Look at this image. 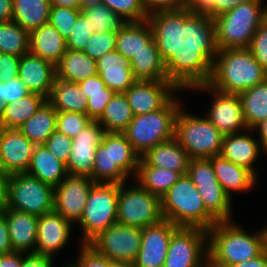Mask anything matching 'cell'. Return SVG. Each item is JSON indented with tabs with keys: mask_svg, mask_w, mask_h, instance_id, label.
Returning <instances> with one entry per match:
<instances>
[{
	"mask_svg": "<svg viewBox=\"0 0 267 267\" xmlns=\"http://www.w3.org/2000/svg\"><path fill=\"white\" fill-rule=\"evenodd\" d=\"M262 0H252L220 14L215 20L217 46L222 49L249 48L263 22Z\"/></svg>",
	"mask_w": 267,
	"mask_h": 267,
	"instance_id": "52a82bcc",
	"label": "cell"
},
{
	"mask_svg": "<svg viewBox=\"0 0 267 267\" xmlns=\"http://www.w3.org/2000/svg\"><path fill=\"white\" fill-rule=\"evenodd\" d=\"M256 61L267 71V23L262 22L249 45Z\"/></svg>",
	"mask_w": 267,
	"mask_h": 267,
	"instance_id": "c3c4849f",
	"label": "cell"
},
{
	"mask_svg": "<svg viewBox=\"0 0 267 267\" xmlns=\"http://www.w3.org/2000/svg\"><path fill=\"white\" fill-rule=\"evenodd\" d=\"M4 92L6 103H11L16 99H21L30 93L29 89L20 80V78L14 77L8 82L4 81Z\"/></svg>",
	"mask_w": 267,
	"mask_h": 267,
	"instance_id": "f5cc1de1",
	"label": "cell"
},
{
	"mask_svg": "<svg viewBox=\"0 0 267 267\" xmlns=\"http://www.w3.org/2000/svg\"><path fill=\"white\" fill-rule=\"evenodd\" d=\"M119 184L95 183L79 220L83 228L81 243H89L101 231L117 223Z\"/></svg>",
	"mask_w": 267,
	"mask_h": 267,
	"instance_id": "30bf717a",
	"label": "cell"
},
{
	"mask_svg": "<svg viewBox=\"0 0 267 267\" xmlns=\"http://www.w3.org/2000/svg\"><path fill=\"white\" fill-rule=\"evenodd\" d=\"M50 4L51 6H59L76 10L82 9L80 0H50Z\"/></svg>",
	"mask_w": 267,
	"mask_h": 267,
	"instance_id": "03108f58",
	"label": "cell"
},
{
	"mask_svg": "<svg viewBox=\"0 0 267 267\" xmlns=\"http://www.w3.org/2000/svg\"><path fill=\"white\" fill-rule=\"evenodd\" d=\"M112 50H116V31L93 33L83 52L96 61Z\"/></svg>",
	"mask_w": 267,
	"mask_h": 267,
	"instance_id": "f6af8a7d",
	"label": "cell"
},
{
	"mask_svg": "<svg viewBox=\"0 0 267 267\" xmlns=\"http://www.w3.org/2000/svg\"><path fill=\"white\" fill-rule=\"evenodd\" d=\"M22 253V267H52L53 257L49 255H41L38 253Z\"/></svg>",
	"mask_w": 267,
	"mask_h": 267,
	"instance_id": "6f0895ef",
	"label": "cell"
},
{
	"mask_svg": "<svg viewBox=\"0 0 267 267\" xmlns=\"http://www.w3.org/2000/svg\"><path fill=\"white\" fill-rule=\"evenodd\" d=\"M0 267H22V252L0 254Z\"/></svg>",
	"mask_w": 267,
	"mask_h": 267,
	"instance_id": "91938a15",
	"label": "cell"
},
{
	"mask_svg": "<svg viewBox=\"0 0 267 267\" xmlns=\"http://www.w3.org/2000/svg\"><path fill=\"white\" fill-rule=\"evenodd\" d=\"M200 267H219V266L213 264L209 259H205L204 263Z\"/></svg>",
	"mask_w": 267,
	"mask_h": 267,
	"instance_id": "8c879c8a",
	"label": "cell"
},
{
	"mask_svg": "<svg viewBox=\"0 0 267 267\" xmlns=\"http://www.w3.org/2000/svg\"><path fill=\"white\" fill-rule=\"evenodd\" d=\"M13 20V0H0V23Z\"/></svg>",
	"mask_w": 267,
	"mask_h": 267,
	"instance_id": "be15d7a7",
	"label": "cell"
},
{
	"mask_svg": "<svg viewBox=\"0 0 267 267\" xmlns=\"http://www.w3.org/2000/svg\"><path fill=\"white\" fill-rule=\"evenodd\" d=\"M232 221H218L208 232V259L229 267L256 258L264 250L263 231L248 234Z\"/></svg>",
	"mask_w": 267,
	"mask_h": 267,
	"instance_id": "7a4b0ae2",
	"label": "cell"
},
{
	"mask_svg": "<svg viewBox=\"0 0 267 267\" xmlns=\"http://www.w3.org/2000/svg\"><path fill=\"white\" fill-rule=\"evenodd\" d=\"M152 39L153 33L148 20L126 22L116 31V50L130 60Z\"/></svg>",
	"mask_w": 267,
	"mask_h": 267,
	"instance_id": "4dcf8cb0",
	"label": "cell"
},
{
	"mask_svg": "<svg viewBox=\"0 0 267 267\" xmlns=\"http://www.w3.org/2000/svg\"><path fill=\"white\" fill-rule=\"evenodd\" d=\"M36 216L54 211V188L27 174L9 178L8 206Z\"/></svg>",
	"mask_w": 267,
	"mask_h": 267,
	"instance_id": "8fae6325",
	"label": "cell"
},
{
	"mask_svg": "<svg viewBox=\"0 0 267 267\" xmlns=\"http://www.w3.org/2000/svg\"><path fill=\"white\" fill-rule=\"evenodd\" d=\"M182 175L167 168L138 166L137 181L145 190L162 198Z\"/></svg>",
	"mask_w": 267,
	"mask_h": 267,
	"instance_id": "f35d334b",
	"label": "cell"
},
{
	"mask_svg": "<svg viewBox=\"0 0 267 267\" xmlns=\"http://www.w3.org/2000/svg\"><path fill=\"white\" fill-rule=\"evenodd\" d=\"M55 157H57L61 162L67 165L72 138L64 135L63 133L55 130L44 142L43 144Z\"/></svg>",
	"mask_w": 267,
	"mask_h": 267,
	"instance_id": "7dc6e473",
	"label": "cell"
},
{
	"mask_svg": "<svg viewBox=\"0 0 267 267\" xmlns=\"http://www.w3.org/2000/svg\"><path fill=\"white\" fill-rule=\"evenodd\" d=\"M255 129L259 130L260 145L262 146L265 153H267V118L256 124L250 131H255Z\"/></svg>",
	"mask_w": 267,
	"mask_h": 267,
	"instance_id": "e7e4bbea",
	"label": "cell"
},
{
	"mask_svg": "<svg viewBox=\"0 0 267 267\" xmlns=\"http://www.w3.org/2000/svg\"><path fill=\"white\" fill-rule=\"evenodd\" d=\"M263 21L267 23V5L263 8Z\"/></svg>",
	"mask_w": 267,
	"mask_h": 267,
	"instance_id": "34e18365",
	"label": "cell"
},
{
	"mask_svg": "<svg viewBox=\"0 0 267 267\" xmlns=\"http://www.w3.org/2000/svg\"><path fill=\"white\" fill-rule=\"evenodd\" d=\"M110 261L107 257L99 254L88 243H82L79 259L72 265L74 267H109Z\"/></svg>",
	"mask_w": 267,
	"mask_h": 267,
	"instance_id": "681fc988",
	"label": "cell"
},
{
	"mask_svg": "<svg viewBox=\"0 0 267 267\" xmlns=\"http://www.w3.org/2000/svg\"><path fill=\"white\" fill-rule=\"evenodd\" d=\"M50 0H13V21L28 32L49 23Z\"/></svg>",
	"mask_w": 267,
	"mask_h": 267,
	"instance_id": "836d02e7",
	"label": "cell"
},
{
	"mask_svg": "<svg viewBox=\"0 0 267 267\" xmlns=\"http://www.w3.org/2000/svg\"><path fill=\"white\" fill-rule=\"evenodd\" d=\"M134 114L124 93H115L97 120L109 133H123Z\"/></svg>",
	"mask_w": 267,
	"mask_h": 267,
	"instance_id": "8d00e7d4",
	"label": "cell"
},
{
	"mask_svg": "<svg viewBox=\"0 0 267 267\" xmlns=\"http://www.w3.org/2000/svg\"><path fill=\"white\" fill-rule=\"evenodd\" d=\"M4 216L13 251L22 253L35 252L38 216L12 208H6Z\"/></svg>",
	"mask_w": 267,
	"mask_h": 267,
	"instance_id": "cb8c5ba5",
	"label": "cell"
},
{
	"mask_svg": "<svg viewBox=\"0 0 267 267\" xmlns=\"http://www.w3.org/2000/svg\"><path fill=\"white\" fill-rule=\"evenodd\" d=\"M147 20L169 81L180 90L208 83L219 51L214 18L185 6L151 12Z\"/></svg>",
	"mask_w": 267,
	"mask_h": 267,
	"instance_id": "6da1fadb",
	"label": "cell"
},
{
	"mask_svg": "<svg viewBox=\"0 0 267 267\" xmlns=\"http://www.w3.org/2000/svg\"><path fill=\"white\" fill-rule=\"evenodd\" d=\"M141 156L123 133L106 132L96 148L92 179L95 183L122 184L138 171Z\"/></svg>",
	"mask_w": 267,
	"mask_h": 267,
	"instance_id": "5b68a950",
	"label": "cell"
},
{
	"mask_svg": "<svg viewBox=\"0 0 267 267\" xmlns=\"http://www.w3.org/2000/svg\"><path fill=\"white\" fill-rule=\"evenodd\" d=\"M114 13L125 22H139L148 19V12L141 0H101Z\"/></svg>",
	"mask_w": 267,
	"mask_h": 267,
	"instance_id": "b9f144b4",
	"label": "cell"
},
{
	"mask_svg": "<svg viewBox=\"0 0 267 267\" xmlns=\"http://www.w3.org/2000/svg\"><path fill=\"white\" fill-rule=\"evenodd\" d=\"M163 219L142 229L141 247L136 256L135 267H163L172 234L178 229Z\"/></svg>",
	"mask_w": 267,
	"mask_h": 267,
	"instance_id": "d6986e66",
	"label": "cell"
},
{
	"mask_svg": "<svg viewBox=\"0 0 267 267\" xmlns=\"http://www.w3.org/2000/svg\"><path fill=\"white\" fill-rule=\"evenodd\" d=\"M211 90L214 95L207 119L218 128L223 135L237 134L242 129L248 130L245 122L242 104L238 94L224 93L208 83L201 84L191 89Z\"/></svg>",
	"mask_w": 267,
	"mask_h": 267,
	"instance_id": "2e32d148",
	"label": "cell"
},
{
	"mask_svg": "<svg viewBox=\"0 0 267 267\" xmlns=\"http://www.w3.org/2000/svg\"><path fill=\"white\" fill-rule=\"evenodd\" d=\"M47 101L45 97L36 93H29L21 99H16L5 106L0 117V128L18 129L26 120L33 116Z\"/></svg>",
	"mask_w": 267,
	"mask_h": 267,
	"instance_id": "d590c367",
	"label": "cell"
},
{
	"mask_svg": "<svg viewBox=\"0 0 267 267\" xmlns=\"http://www.w3.org/2000/svg\"><path fill=\"white\" fill-rule=\"evenodd\" d=\"M207 241V230L179 227L171 236L163 267H200L208 259Z\"/></svg>",
	"mask_w": 267,
	"mask_h": 267,
	"instance_id": "5bb4252c",
	"label": "cell"
},
{
	"mask_svg": "<svg viewBox=\"0 0 267 267\" xmlns=\"http://www.w3.org/2000/svg\"><path fill=\"white\" fill-rule=\"evenodd\" d=\"M189 161L187 151L173 138L150 148L141 156L139 166L167 168L185 175L188 172Z\"/></svg>",
	"mask_w": 267,
	"mask_h": 267,
	"instance_id": "d4e9b609",
	"label": "cell"
},
{
	"mask_svg": "<svg viewBox=\"0 0 267 267\" xmlns=\"http://www.w3.org/2000/svg\"><path fill=\"white\" fill-rule=\"evenodd\" d=\"M162 215L177 227L209 230L218 221L206 210L203 199L188 174L161 198Z\"/></svg>",
	"mask_w": 267,
	"mask_h": 267,
	"instance_id": "277c9868",
	"label": "cell"
},
{
	"mask_svg": "<svg viewBox=\"0 0 267 267\" xmlns=\"http://www.w3.org/2000/svg\"><path fill=\"white\" fill-rule=\"evenodd\" d=\"M18 77L30 93L48 99L56 78L55 65L29 52L20 57Z\"/></svg>",
	"mask_w": 267,
	"mask_h": 267,
	"instance_id": "7402d4cb",
	"label": "cell"
},
{
	"mask_svg": "<svg viewBox=\"0 0 267 267\" xmlns=\"http://www.w3.org/2000/svg\"><path fill=\"white\" fill-rule=\"evenodd\" d=\"M78 84L87 99L88 95L106 94V85L98 74L82 80Z\"/></svg>",
	"mask_w": 267,
	"mask_h": 267,
	"instance_id": "9f6ffc18",
	"label": "cell"
},
{
	"mask_svg": "<svg viewBox=\"0 0 267 267\" xmlns=\"http://www.w3.org/2000/svg\"><path fill=\"white\" fill-rule=\"evenodd\" d=\"M239 98L248 130L267 118V79L240 92Z\"/></svg>",
	"mask_w": 267,
	"mask_h": 267,
	"instance_id": "74e56055",
	"label": "cell"
},
{
	"mask_svg": "<svg viewBox=\"0 0 267 267\" xmlns=\"http://www.w3.org/2000/svg\"><path fill=\"white\" fill-rule=\"evenodd\" d=\"M91 121L87 114L79 112H57L56 130L73 139Z\"/></svg>",
	"mask_w": 267,
	"mask_h": 267,
	"instance_id": "ee69618b",
	"label": "cell"
},
{
	"mask_svg": "<svg viewBox=\"0 0 267 267\" xmlns=\"http://www.w3.org/2000/svg\"><path fill=\"white\" fill-rule=\"evenodd\" d=\"M187 174L200 193L206 210L217 221H231V198L218 182L211 160L190 159Z\"/></svg>",
	"mask_w": 267,
	"mask_h": 267,
	"instance_id": "7c38bea8",
	"label": "cell"
},
{
	"mask_svg": "<svg viewBox=\"0 0 267 267\" xmlns=\"http://www.w3.org/2000/svg\"><path fill=\"white\" fill-rule=\"evenodd\" d=\"M57 111L46 101L39 110L18 129L34 144L43 145L56 130Z\"/></svg>",
	"mask_w": 267,
	"mask_h": 267,
	"instance_id": "e575fe53",
	"label": "cell"
},
{
	"mask_svg": "<svg viewBox=\"0 0 267 267\" xmlns=\"http://www.w3.org/2000/svg\"><path fill=\"white\" fill-rule=\"evenodd\" d=\"M93 29L88 21L79 15L70 36L66 40L67 49L74 51H83L93 35Z\"/></svg>",
	"mask_w": 267,
	"mask_h": 267,
	"instance_id": "bcb514c9",
	"label": "cell"
},
{
	"mask_svg": "<svg viewBox=\"0 0 267 267\" xmlns=\"http://www.w3.org/2000/svg\"><path fill=\"white\" fill-rule=\"evenodd\" d=\"M142 229L113 224L88 244L111 261L134 262L141 247Z\"/></svg>",
	"mask_w": 267,
	"mask_h": 267,
	"instance_id": "4fadbf2b",
	"label": "cell"
},
{
	"mask_svg": "<svg viewBox=\"0 0 267 267\" xmlns=\"http://www.w3.org/2000/svg\"><path fill=\"white\" fill-rule=\"evenodd\" d=\"M109 267H135L133 262L110 261Z\"/></svg>",
	"mask_w": 267,
	"mask_h": 267,
	"instance_id": "89a4df30",
	"label": "cell"
},
{
	"mask_svg": "<svg viewBox=\"0 0 267 267\" xmlns=\"http://www.w3.org/2000/svg\"><path fill=\"white\" fill-rule=\"evenodd\" d=\"M149 13L158 10L180 9L187 6V0H141Z\"/></svg>",
	"mask_w": 267,
	"mask_h": 267,
	"instance_id": "11a10c76",
	"label": "cell"
},
{
	"mask_svg": "<svg viewBox=\"0 0 267 267\" xmlns=\"http://www.w3.org/2000/svg\"><path fill=\"white\" fill-rule=\"evenodd\" d=\"M263 234H264V246L265 250H267V227L263 228Z\"/></svg>",
	"mask_w": 267,
	"mask_h": 267,
	"instance_id": "753ad0ef",
	"label": "cell"
},
{
	"mask_svg": "<svg viewBox=\"0 0 267 267\" xmlns=\"http://www.w3.org/2000/svg\"><path fill=\"white\" fill-rule=\"evenodd\" d=\"M30 51V32L13 20L0 23V53L23 56Z\"/></svg>",
	"mask_w": 267,
	"mask_h": 267,
	"instance_id": "ab89813d",
	"label": "cell"
},
{
	"mask_svg": "<svg viewBox=\"0 0 267 267\" xmlns=\"http://www.w3.org/2000/svg\"><path fill=\"white\" fill-rule=\"evenodd\" d=\"M0 172H3V163H2L1 151H0Z\"/></svg>",
	"mask_w": 267,
	"mask_h": 267,
	"instance_id": "11e5206c",
	"label": "cell"
},
{
	"mask_svg": "<svg viewBox=\"0 0 267 267\" xmlns=\"http://www.w3.org/2000/svg\"><path fill=\"white\" fill-rule=\"evenodd\" d=\"M175 118L174 138L187 151L190 159L211 158L221 154L224 135L206 117L184 112Z\"/></svg>",
	"mask_w": 267,
	"mask_h": 267,
	"instance_id": "ba28073f",
	"label": "cell"
},
{
	"mask_svg": "<svg viewBox=\"0 0 267 267\" xmlns=\"http://www.w3.org/2000/svg\"><path fill=\"white\" fill-rule=\"evenodd\" d=\"M80 14L81 10L51 6L49 23L67 40Z\"/></svg>",
	"mask_w": 267,
	"mask_h": 267,
	"instance_id": "7bdbcfd3",
	"label": "cell"
},
{
	"mask_svg": "<svg viewBox=\"0 0 267 267\" xmlns=\"http://www.w3.org/2000/svg\"><path fill=\"white\" fill-rule=\"evenodd\" d=\"M229 267H267V250H264L256 258L238 263Z\"/></svg>",
	"mask_w": 267,
	"mask_h": 267,
	"instance_id": "6125c7cd",
	"label": "cell"
},
{
	"mask_svg": "<svg viewBox=\"0 0 267 267\" xmlns=\"http://www.w3.org/2000/svg\"><path fill=\"white\" fill-rule=\"evenodd\" d=\"M114 94L106 87V94L88 95L86 114L92 121H97L102 116L107 103Z\"/></svg>",
	"mask_w": 267,
	"mask_h": 267,
	"instance_id": "f907efd6",
	"label": "cell"
},
{
	"mask_svg": "<svg viewBox=\"0 0 267 267\" xmlns=\"http://www.w3.org/2000/svg\"><path fill=\"white\" fill-rule=\"evenodd\" d=\"M66 51V40L50 23L30 32L31 54L56 65Z\"/></svg>",
	"mask_w": 267,
	"mask_h": 267,
	"instance_id": "f1b7e54d",
	"label": "cell"
},
{
	"mask_svg": "<svg viewBox=\"0 0 267 267\" xmlns=\"http://www.w3.org/2000/svg\"><path fill=\"white\" fill-rule=\"evenodd\" d=\"M187 6L193 12L206 13L212 18L220 15V0H187Z\"/></svg>",
	"mask_w": 267,
	"mask_h": 267,
	"instance_id": "db71d44e",
	"label": "cell"
},
{
	"mask_svg": "<svg viewBox=\"0 0 267 267\" xmlns=\"http://www.w3.org/2000/svg\"><path fill=\"white\" fill-rule=\"evenodd\" d=\"M96 66L98 75L114 93H125L137 80L132 73L130 60L117 50L96 60Z\"/></svg>",
	"mask_w": 267,
	"mask_h": 267,
	"instance_id": "603a6c76",
	"label": "cell"
},
{
	"mask_svg": "<svg viewBox=\"0 0 267 267\" xmlns=\"http://www.w3.org/2000/svg\"><path fill=\"white\" fill-rule=\"evenodd\" d=\"M12 251V244L3 211L0 212V254H6Z\"/></svg>",
	"mask_w": 267,
	"mask_h": 267,
	"instance_id": "680465c9",
	"label": "cell"
},
{
	"mask_svg": "<svg viewBox=\"0 0 267 267\" xmlns=\"http://www.w3.org/2000/svg\"><path fill=\"white\" fill-rule=\"evenodd\" d=\"M65 267H74L72 264L70 265V264H68V265H66Z\"/></svg>",
	"mask_w": 267,
	"mask_h": 267,
	"instance_id": "2a66077c",
	"label": "cell"
},
{
	"mask_svg": "<svg viewBox=\"0 0 267 267\" xmlns=\"http://www.w3.org/2000/svg\"><path fill=\"white\" fill-rule=\"evenodd\" d=\"M267 79V71L248 48L222 49L213 62L208 84L224 93L239 94Z\"/></svg>",
	"mask_w": 267,
	"mask_h": 267,
	"instance_id": "3957f363",
	"label": "cell"
},
{
	"mask_svg": "<svg viewBox=\"0 0 267 267\" xmlns=\"http://www.w3.org/2000/svg\"><path fill=\"white\" fill-rule=\"evenodd\" d=\"M179 90L170 81L137 79L124 93L134 116L163 108Z\"/></svg>",
	"mask_w": 267,
	"mask_h": 267,
	"instance_id": "ac0fdd59",
	"label": "cell"
},
{
	"mask_svg": "<svg viewBox=\"0 0 267 267\" xmlns=\"http://www.w3.org/2000/svg\"><path fill=\"white\" fill-rule=\"evenodd\" d=\"M88 21L94 33H105L119 30L126 22L102 3L81 9L80 14Z\"/></svg>",
	"mask_w": 267,
	"mask_h": 267,
	"instance_id": "60d3db41",
	"label": "cell"
},
{
	"mask_svg": "<svg viewBox=\"0 0 267 267\" xmlns=\"http://www.w3.org/2000/svg\"><path fill=\"white\" fill-rule=\"evenodd\" d=\"M252 0H220V14L232 10L235 6Z\"/></svg>",
	"mask_w": 267,
	"mask_h": 267,
	"instance_id": "003e7915",
	"label": "cell"
},
{
	"mask_svg": "<svg viewBox=\"0 0 267 267\" xmlns=\"http://www.w3.org/2000/svg\"><path fill=\"white\" fill-rule=\"evenodd\" d=\"M56 78L78 83L97 75L96 61L83 51L67 49L55 65Z\"/></svg>",
	"mask_w": 267,
	"mask_h": 267,
	"instance_id": "1f68e13d",
	"label": "cell"
},
{
	"mask_svg": "<svg viewBox=\"0 0 267 267\" xmlns=\"http://www.w3.org/2000/svg\"><path fill=\"white\" fill-rule=\"evenodd\" d=\"M20 57L0 53V81H6L18 76Z\"/></svg>",
	"mask_w": 267,
	"mask_h": 267,
	"instance_id": "816d5d0a",
	"label": "cell"
},
{
	"mask_svg": "<svg viewBox=\"0 0 267 267\" xmlns=\"http://www.w3.org/2000/svg\"><path fill=\"white\" fill-rule=\"evenodd\" d=\"M10 175L0 172V212H3L8 206Z\"/></svg>",
	"mask_w": 267,
	"mask_h": 267,
	"instance_id": "94428289",
	"label": "cell"
},
{
	"mask_svg": "<svg viewBox=\"0 0 267 267\" xmlns=\"http://www.w3.org/2000/svg\"><path fill=\"white\" fill-rule=\"evenodd\" d=\"M7 105L5 100V92H4V81H0V117L5 111V106Z\"/></svg>",
	"mask_w": 267,
	"mask_h": 267,
	"instance_id": "a7ac6f4b",
	"label": "cell"
},
{
	"mask_svg": "<svg viewBox=\"0 0 267 267\" xmlns=\"http://www.w3.org/2000/svg\"><path fill=\"white\" fill-rule=\"evenodd\" d=\"M106 133L98 121H91L72 139L71 151L66 165L69 175L88 176L92 179L96 148Z\"/></svg>",
	"mask_w": 267,
	"mask_h": 267,
	"instance_id": "e0dca14e",
	"label": "cell"
},
{
	"mask_svg": "<svg viewBox=\"0 0 267 267\" xmlns=\"http://www.w3.org/2000/svg\"><path fill=\"white\" fill-rule=\"evenodd\" d=\"M130 63L132 73L136 79L169 81L165 63L154 39L145 45L143 50L134 54Z\"/></svg>",
	"mask_w": 267,
	"mask_h": 267,
	"instance_id": "f546056e",
	"label": "cell"
},
{
	"mask_svg": "<svg viewBox=\"0 0 267 267\" xmlns=\"http://www.w3.org/2000/svg\"><path fill=\"white\" fill-rule=\"evenodd\" d=\"M94 184V180L88 176L68 174L54 188V211L70 223L79 222Z\"/></svg>",
	"mask_w": 267,
	"mask_h": 267,
	"instance_id": "9a60e30c",
	"label": "cell"
},
{
	"mask_svg": "<svg viewBox=\"0 0 267 267\" xmlns=\"http://www.w3.org/2000/svg\"><path fill=\"white\" fill-rule=\"evenodd\" d=\"M81 1V8H85L87 6L100 4L101 0H80Z\"/></svg>",
	"mask_w": 267,
	"mask_h": 267,
	"instance_id": "2644e50d",
	"label": "cell"
},
{
	"mask_svg": "<svg viewBox=\"0 0 267 267\" xmlns=\"http://www.w3.org/2000/svg\"><path fill=\"white\" fill-rule=\"evenodd\" d=\"M47 101L57 112L86 114L87 98L78 83L55 78Z\"/></svg>",
	"mask_w": 267,
	"mask_h": 267,
	"instance_id": "d6a6232c",
	"label": "cell"
},
{
	"mask_svg": "<svg viewBox=\"0 0 267 267\" xmlns=\"http://www.w3.org/2000/svg\"><path fill=\"white\" fill-rule=\"evenodd\" d=\"M209 159L218 182L230 198L231 191L244 192L252 189L256 184V175L247 168L236 165L221 155Z\"/></svg>",
	"mask_w": 267,
	"mask_h": 267,
	"instance_id": "484cf974",
	"label": "cell"
},
{
	"mask_svg": "<svg viewBox=\"0 0 267 267\" xmlns=\"http://www.w3.org/2000/svg\"><path fill=\"white\" fill-rule=\"evenodd\" d=\"M35 145L16 128H0L3 173H26Z\"/></svg>",
	"mask_w": 267,
	"mask_h": 267,
	"instance_id": "ffe728a7",
	"label": "cell"
},
{
	"mask_svg": "<svg viewBox=\"0 0 267 267\" xmlns=\"http://www.w3.org/2000/svg\"><path fill=\"white\" fill-rule=\"evenodd\" d=\"M180 107L173 97L163 108L133 117L123 134L140 156L174 138L175 118Z\"/></svg>",
	"mask_w": 267,
	"mask_h": 267,
	"instance_id": "8992f818",
	"label": "cell"
},
{
	"mask_svg": "<svg viewBox=\"0 0 267 267\" xmlns=\"http://www.w3.org/2000/svg\"><path fill=\"white\" fill-rule=\"evenodd\" d=\"M27 174L55 188L66 178V165L44 145H35Z\"/></svg>",
	"mask_w": 267,
	"mask_h": 267,
	"instance_id": "83f0119b",
	"label": "cell"
},
{
	"mask_svg": "<svg viewBox=\"0 0 267 267\" xmlns=\"http://www.w3.org/2000/svg\"><path fill=\"white\" fill-rule=\"evenodd\" d=\"M71 226L69 221L55 211L38 216L35 253L53 257L69 240Z\"/></svg>",
	"mask_w": 267,
	"mask_h": 267,
	"instance_id": "44dd1931",
	"label": "cell"
},
{
	"mask_svg": "<svg viewBox=\"0 0 267 267\" xmlns=\"http://www.w3.org/2000/svg\"><path fill=\"white\" fill-rule=\"evenodd\" d=\"M120 184L117 202V223L143 229L161 222V198L145 190L139 183L125 187Z\"/></svg>",
	"mask_w": 267,
	"mask_h": 267,
	"instance_id": "9c48e42d",
	"label": "cell"
},
{
	"mask_svg": "<svg viewBox=\"0 0 267 267\" xmlns=\"http://www.w3.org/2000/svg\"><path fill=\"white\" fill-rule=\"evenodd\" d=\"M259 144L260 141H257L250 133L224 135L220 155L257 175L253 163L258 158L261 149H263Z\"/></svg>",
	"mask_w": 267,
	"mask_h": 267,
	"instance_id": "4316f807",
	"label": "cell"
}]
</instances>
